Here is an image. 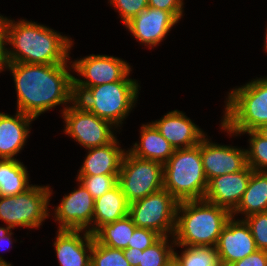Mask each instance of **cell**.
Wrapping results in <instances>:
<instances>
[{
    "label": "cell",
    "instance_id": "cell-3",
    "mask_svg": "<svg viewBox=\"0 0 267 266\" xmlns=\"http://www.w3.org/2000/svg\"><path fill=\"white\" fill-rule=\"evenodd\" d=\"M232 213L203 200L180 201L173 234L175 245L216 247Z\"/></svg>",
    "mask_w": 267,
    "mask_h": 266
},
{
    "label": "cell",
    "instance_id": "cell-2",
    "mask_svg": "<svg viewBox=\"0 0 267 266\" xmlns=\"http://www.w3.org/2000/svg\"><path fill=\"white\" fill-rule=\"evenodd\" d=\"M71 37L34 21L7 17L8 63L65 64L70 62Z\"/></svg>",
    "mask_w": 267,
    "mask_h": 266
},
{
    "label": "cell",
    "instance_id": "cell-33",
    "mask_svg": "<svg viewBox=\"0 0 267 266\" xmlns=\"http://www.w3.org/2000/svg\"><path fill=\"white\" fill-rule=\"evenodd\" d=\"M162 236L156 231L147 228H136L132 235L131 244L128 248H136L138 250H145L156 243Z\"/></svg>",
    "mask_w": 267,
    "mask_h": 266
},
{
    "label": "cell",
    "instance_id": "cell-27",
    "mask_svg": "<svg viewBox=\"0 0 267 266\" xmlns=\"http://www.w3.org/2000/svg\"><path fill=\"white\" fill-rule=\"evenodd\" d=\"M174 247L173 236H162L140 253L139 266H168L173 261Z\"/></svg>",
    "mask_w": 267,
    "mask_h": 266
},
{
    "label": "cell",
    "instance_id": "cell-4",
    "mask_svg": "<svg viewBox=\"0 0 267 266\" xmlns=\"http://www.w3.org/2000/svg\"><path fill=\"white\" fill-rule=\"evenodd\" d=\"M227 95L219 124L221 131L236 137L267 124V76L232 88Z\"/></svg>",
    "mask_w": 267,
    "mask_h": 266
},
{
    "label": "cell",
    "instance_id": "cell-37",
    "mask_svg": "<svg viewBox=\"0 0 267 266\" xmlns=\"http://www.w3.org/2000/svg\"><path fill=\"white\" fill-rule=\"evenodd\" d=\"M12 230L13 229L8 225H6L5 227L0 226V251H4V249H8V247L12 248V246H10L13 244L12 236L14 233L12 232Z\"/></svg>",
    "mask_w": 267,
    "mask_h": 266
},
{
    "label": "cell",
    "instance_id": "cell-18",
    "mask_svg": "<svg viewBox=\"0 0 267 266\" xmlns=\"http://www.w3.org/2000/svg\"><path fill=\"white\" fill-rule=\"evenodd\" d=\"M56 233L53 246L60 266H91L93 235L85 230L57 229Z\"/></svg>",
    "mask_w": 267,
    "mask_h": 266
},
{
    "label": "cell",
    "instance_id": "cell-30",
    "mask_svg": "<svg viewBox=\"0 0 267 266\" xmlns=\"http://www.w3.org/2000/svg\"><path fill=\"white\" fill-rule=\"evenodd\" d=\"M118 176L119 174L77 176L76 181H79L94 199H97L118 184Z\"/></svg>",
    "mask_w": 267,
    "mask_h": 266
},
{
    "label": "cell",
    "instance_id": "cell-23",
    "mask_svg": "<svg viewBox=\"0 0 267 266\" xmlns=\"http://www.w3.org/2000/svg\"><path fill=\"white\" fill-rule=\"evenodd\" d=\"M267 211V171H253L248 181L243 197L232 212V217L238 214L245 217Z\"/></svg>",
    "mask_w": 267,
    "mask_h": 266
},
{
    "label": "cell",
    "instance_id": "cell-14",
    "mask_svg": "<svg viewBox=\"0 0 267 266\" xmlns=\"http://www.w3.org/2000/svg\"><path fill=\"white\" fill-rule=\"evenodd\" d=\"M179 21L168 11L147 7L125 24L140 45L148 49L158 46Z\"/></svg>",
    "mask_w": 267,
    "mask_h": 266
},
{
    "label": "cell",
    "instance_id": "cell-36",
    "mask_svg": "<svg viewBox=\"0 0 267 266\" xmlns=\"http://www.w3.org/2000/svg\"><path fill=\"white\" fill-rule=\"evenodd\" d=\"M229 266H267V251L258 249L247 257L233 262Z\"/></svg>",
    "mask_w": 267,
    "mask_h": 266
},
{
    "label": "cell",
    "instance_id": "cell-38",
    "mask_svg": "<svg viewBox=\"0 0 267 266\" xmlns=\"http://www.w3.org/2000/svg\"><path fill=\"white\" fill-rule=\"evenodd\" d=\"M125 259L129 262L130 266H139L140 253L142 250L136 248H127L123 250Z\"/></svg>",
    "mask_w": 267,
    "mask_h": 266
},
{
    "label": "cell",
    "instance_id": "cell-17",
    "mask_svg": "<svg viewBox=\"0 0 267 266\" xmlns=\"http://www.w3.org/2000/svg\"><path fill=\"white\" fill-rule=\"evenodd\" d=\"M151 123L175 149L196 146L207 135L180 110L169 111Z\"/></svg>",
    "mask_w": 267,
    "mask_h": 266
},
{
    "label": "cell",
    "instance_id": "cell-19",
    "mask_svg": "<svg viewBox=\"0 0 267 266\" xmlns=\"http://www.w3.org/2000/svg\"><path fill=\"white\" fill-rule=\"evenodd\" d=\"M35 120L20 111L13 116L0 112V159H16L27 143L30 125Z\"/></svg>",
    "mask_w": 267,
    "mask_h": 266
},
{
    "label": "cell",
    "instance_id": "cell-39",
    "mask_svg": "<svg viewBox=\"0 0 267 266\" xmlns=\"http://www.w3.org/2000/svg\"><path fill=\"white\" fill-rule=\"evenodd\" d=\"M259 135L267 140V124L260 126L257 130H255Z\"/></svg>",
    "mask_w": 267,
    "mask_h": 266
},
{
    "label": "cell",
    "instance_id": "cell-34",
    "mask_svg": "<svg viewBox=\"0 0 267 266\" xmlns=\"http://www.w3.org/2000/svg\"><path fill=\"white\" fill-rule=\"evenodd\" d=\"M148 7L170 12L178 21L184 15L183 0H148Z\"/></svg>",
    "mask_w": 267,
    "mask_h": 266
},
{
    "label": "cell",
    "instance_id": "cell-11",
    "mask_svg": "<svg viewBox=\"0 0 267 266\" xmlns=\"http://www.w3.org/2000/svg\"><path fill=\"white\" fill-rule=\"evenodd\" d=\"M61 117L65 123L64 133L85 149L110 143L118 132L110 122L87 111L76 100L62 112Z\"/></svg>",
    "mask_w": 267,
    "mask_h": 266
},
{
    "label": "cell",
    "instance_id": "cell-40",
    "mask_svg": "<svg viewBox=\"0 0 267 266\" xmlns=\"http://www.w3.org/2000/svg\"><path fill=\"white\" fill-rule=\"evenodd\" d=\"M0 266H13L11 263L6 262L2 256H0Z\"/></svg>",
    "mask_w": 267,
    "mask_h": 266
},
{
    "label": "cell",
    "instance_id": "cell-41",
    "mask_svg": "<svg viewBox=\"0 0 267 266\" xmlns=\"http://www.w3.org/2000/svg\"><path fill=\"white\" fill-rule=\"evenodd\" d=\"M265 29H266L265 36H264L265 37L264 38L265 41H264V46L263 47H264L265 52L267 53V26H266Z\"/></svg>",
    "mask_w": 267,
    "mask_h": 266
},
{
    "label": "cell",
    "instance_id": "cell-1",
    "mask_svg": "<svg viewBox=\"0 0 267 266\" xmlns=\"http://www.w3.org/2000/svg\"><path fill=\"white\" fill-rule=\"evenodd\" d=\"M17 94V111L37 119L64 104L62 112L75 100L72 62L65 64L8 63Z\"/></svg>",
    "mask_w": 267,
    "mask_h": 266
},
{
    "label": "cell",
    "instance_id": "cell-12",
    "mask_svg": "<svg viewBox=\"0 0 267 266\" xmlns=\"http://www.w3.org/2000/svg\"><path fill=\"white\" fill-rule=\"evenodd\" d=\"M74 189L61 198V202L53 209V217L58 230H85L92 235V218L95 199L79 182Z\"/></svg>",
    "mask_w": 267,
    "mask_h": 266
},
{
    "label": "cell",
    "instance_id": "cell-10",
    "mask_svg": "<svg viewBox=\"0 0 267 266\" xmlns=\"http://www.w3.org/2000/svg\"><path fill=\"white\" fill-rule=\"evenodd\" d=\"M72 62L73 72L83 79L73 76V93L76 98L84 89L117 82L120 80H136L130 78L131 67L121 58L108 55L90 54Z\"/></svg>",
    "mask_w": 267,
    "mask_h": 266
},
{
    "label": "cell",
    "instance_id": "cell-15",
    "mask_svg": "<svg viewBox=\"0 0 267 266\" xmlns=\"http://www.w3.org/2000/svg\"><path fill=\"white\" fill-rule=\"evenodd\" d=\"M216 250L221 266H229L257 249L249 225L244 219L231 217L219 236Z\"/></svg>",
    "mask_w": 267,
    "mask_h": 266
},
{
    "label": "cell",
    "instance_id": "cell-35",
    "mask_svg": "<svg viewBox=\"0 0 267 266\" xmlns=\"http://www.w3.org/2000/svg\"><path fill=\"white\" fill-rule=\"evenodd\" d=\"M7 46V17L0 14V73L8 64Z\"/></svg>",
    "mask_w": 267,
    "mask_h": 266
},
{
    "label": "cell",
    "instance_id": "cell-22",
    "mask_svg": "<svg viewBox=\"0 0 267 266\" xmlns=\"http://www.w3.org/2000/svg\"><path fill=\"white\" fill-rule=\"evenodd\" d=\"M129 203L117 184L110 191L95 199L92 218V235L103 225L113 223L128 215Z\"/></svg>",
    "mask_w": 267,
    "mask_h": 266
},
{
    "label": "cell",
    "instance_id": "cell-21",
    "mask_svg": "<svg viewBox=\"0 0 267 266\" xmlns=\"http://www.w3.org/2000/svg\"><path fill=\"white\" fill-rule=\"evenodd\" d=\"M139 132V142L133 143L130 149L127 148L128 151L136 157L165 164L173 155L175 148L151 122L142 124Z\"/></svg>",
    "mask_w": 267,
    "mask_h": 266
},
{
    "label": "cell",
    "instance_id": "cell-24",
    "mask_svg": "<svg viewBox=\"0 0 267 266\" xmlns=\"http://www.w3.org/2000/svg\"><path fill=\"white\" fill-rule=\"evenodd\" d=\"M27 167L18 159H0V196H14L25 192L30 176Z\"/></svg>",
    "mask_w": 267,
    "mask_h": 266
},
{
    "label": "cell",
    "instance_id": "cell-9",
    "mask_svg": "<svg viewBox=\"0 0 267 266\" xmlns=\"http://www.w3.org/2000/svg\"><path fill=\"white\" fill-rule=\"evenodd\" d=\"M178 203L163 188L143 199L130 203L128 215L137 228L151 229L161 236H173Z\"/></svg>",
    "mask_w": 267,
    "mask_h": 266
},
{
    "label": "cell",
    "instance_id": "cell-25",
    "mask_svg": "<svg viewBox=\"0 0 267 266\" xmlns=\"http://www.w3.org/2000/svg\"><path fill=\"white\" fill-rule=\"evenodd\" d=\"M136 228L131 217L127 215L113 223L101 226L93 237L99 244L124 250L128 248V244H131Z\"/></svg>",
    "mask_w": 267,
    "mask_h": 266
},
{
    "label": "cell",
    "instance_id": "cell-26",
    "mask_svg": "<svg viewBox=\"0 0 267 266\" xmlns=\"http://www.w3.org/2000/svg\"><path fill=\"white\" fill-rule=\"evenodd\" d=\"M181 247L180 255L175 251ZM173 260L179 266H221L216 247L175 245Z\"/></svg>",
    "mask_w": 267,
    "mask_h": 266
},
{
    "label": "cell",
    "instance_id": "cell-32",
    "mask_svg": "<svg viewBox=\"0 0 267 266\" xmlns=\"http://www.w3.org/2000/svg\"><path fill=\"white\" fill-rule=\"evenodd\" d=\"M119 13V17L125 25L134 16L148 7V0H108Z\"/></svg>",
    "mask_w": 267,
    "mask_h": 266
},
{
    "label": "cell",
    "instance_id": "cell-20",
    "mask_svg": "<svg viewBox=\"0 0 267 266\" xmlns=\"http://www.w3.org/2000/svg\"><path fill=\"white\" fill-rule=\"evenodd\" d=\"M87 155L76 176L119 174L126 149H122L117 136L108 144L85 149Z\"/></svg>",
    "mask_w": 267,
    "mask_h": 266
},
{
    "label": "cell",
    "instance_id": "cell-29",
    "mask_svg": "<svg viewBox=\"0 0 267 266\" xmlns=\"http://www.w3.org/2000/svg\"><path fill=\"white\" fill-rule=\"evenodd\" d=\"M91 266H130L121 249L99 244L93 237Z\"/></svg>",
    "mask_w": 267,
    "mask_h": 266
},
{
    "label": "cell",
    "instance_id": "cell-42",
    "mask_svg": "<svg viewBox=\"0 0 267 266\" xmlns=\"http://www.w3.org/2000/svg\"><path fill=\"white\" fill-rule=\"evenodd\" d=\"M168 266H179L177 263L173 260Z\"/></svg>",
    "mask_w": 267,
    "mask_h": 266
},
{
    "label": "cell",
    "instance_id": "cell-16",
    "mask_svg": "<svg viewBox=\"0 0 267 266\" xmlns=\"http://www.w3.org/2000/svg\"><path fill=\"white\" fill-rule=\"evenodd\" d=\"M253 171L247 165L239 172L212 178L208 182L204 200L224 207L232 213L239 205Z\"/></svg>",
    "mask_w": 267,
    "mask_h": 266
},
{
    "label": "cell",
    "instance_id": "cell-8",
    "mask_svg": "<svg viewBox=\"0 0 267 266\" xmlns=\"http://www.w3.org/2000/svg\"><path fill=\"white\" fill-rule=\"evenodd\" d=\"M118 184L130 204L163 189V164L142 159L128 150L122 159Z\"/></svg>",
    "mask_w": 267,
    "mask_h": 266
},
{
    "label": "cell",
    "instance_id": "cell-31",
    "mask_svg": "<svg viewBox=\"0 0 267 266\" xmlns=\"http://www.w3.org/2000/svg\"><path fill=\"white\" fill-rule=\"evenodd\" d=\"M249 225L257 249L267 251V211L244 218Z\"/></svg>",
    "mask_w": 267,
    "mask_h": 266
},
{
    "label": "cell",
    "instance_id": "cell-6",
    "mask_svg": "<svg viewBox=\"0 0 267 266\" xmlns=\"http://www.w3.org/2000/svg\"><path fill=\"white\" fill-rule=\"evenodd\" d=\"M139 88L137 80H120L86 88L75 100L87 111L121 130L122 121L137 105Z\"/></svg>",
    "mask_w": 267,
    "mask_h": 266
},
{
    "label": "cell",
    "instance_id": "cell-5",
    "mask_svg": "<svg viewBox=\"0 0 267 266\" xmlns=\"http://www.w3.org/2000/svg\"><path fill=\"white\" fill-rule=\"evenodd\" d=\"M163 188L178 202L203 200L208 188L201 158V142L190 148L175 149L163 164Z\"/></svg>",
    "mask_w": 267,
    "mask_h": 266
},
{
    "label": "cell",
    "instance_id": "cell-13",
    "mask_svg": "<svg viewBox=\"0 0 267 266\" xmlns=\"http://www.w3.org/2000/svg\"><path fill=\"white\" fill-rule=\"evenodd\" d=\"M201 158L208 182L217 176L239 172L248 165L246 148L221 145L207 135L201 140Z\"/></svg>",
    "mask_w": 267,
    "mask_h": 266
},
{
    "label": "cell",
    "instance_id": "cell-28",
    "mask_svg": "<svg viewBox=\"0 0 267 266\" xmlns=\"http://www.w3.org/2000/svg\"><path fill=\"white\" fill-rule=\"evenodd\" d=\"M248 134L249 148L246 149L247 164L254 171H267V140L256 131H246L239 136Z\"/></svg>",
    "mask_w": 267,
    "mask_h": 266
},
{
    "label": "cell",
    "instance_id": "cell-7",
    "mask_svg": "<svg viewBox=\"0 0 267 266\" xmlns=\"http://www.w3.org/2000/svg\"><path fill=\"white\" fill-rule=\"evenodd\" d=\"M49 185H32L14 196H0V220L12 229H36L50 216L53 190Z\"/></svg>",
    "mask_w": 267,
    "mask_h": 266
}]
</instances>
